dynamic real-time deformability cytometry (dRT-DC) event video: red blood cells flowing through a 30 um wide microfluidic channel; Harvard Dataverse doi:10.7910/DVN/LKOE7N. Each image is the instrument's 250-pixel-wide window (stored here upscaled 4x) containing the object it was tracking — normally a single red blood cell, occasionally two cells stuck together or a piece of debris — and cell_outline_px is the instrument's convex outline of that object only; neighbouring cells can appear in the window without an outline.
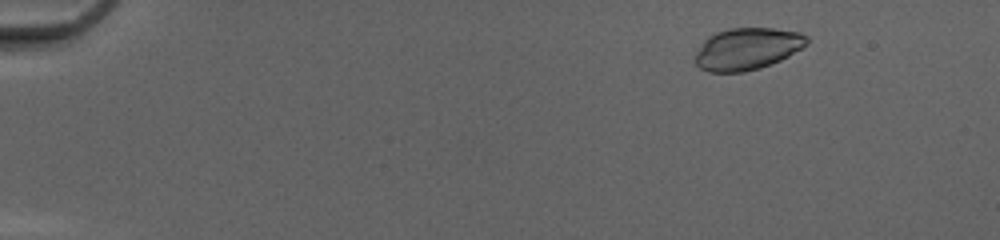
{"species": "common noctule bat (a hibernating species)", "species_latin": "Nyctalus noctula", "temperature_condition": "cold", "stored_images_in_passage": 50, "camera_frame_rate_fps": 3000, "um_per_image_px": 0.085, "animal": {"sex": "female", "body_mass_g": 20.0, "forearm_length_mm": 54.0}, "frame": {"image": 1, "passage_image": 6, "time_ms": 1.667, "image_size_px": [1000, 240], "cell_outline_px": [[808, 44], [788, 56], [780, 60], [760, 68], [744, 72], [708, 72], [700, 68], [696, 64], [692, 56], [704, 40], [708, 36], [716, 32], [732, 28], [772, 28], [800, 32], [808, 36]], "centroid_in_image_um": [63.48, 4.15], "position_along_channel_um": 21.5, "area_um2": 27.51}}
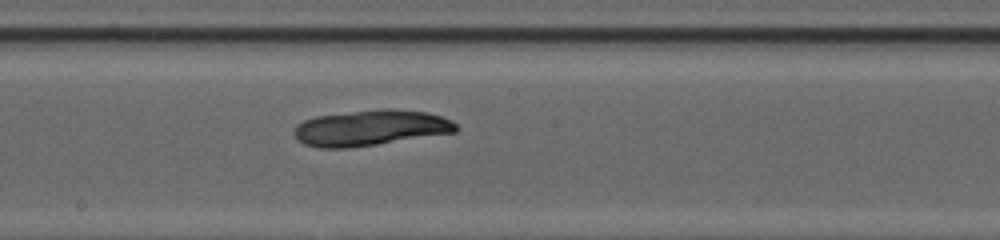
{"frame": {"image": 2, "passage_image": 29, "time_ms": 9.333, "image_size_px": [1000, 240], "cell_outline_px": [[460, 128], [456, 132], [376, 144], [348, 148], [320, 148], [304, 144], [296, 140], [292, 132], [296, 124], [304, 120], [316, 116], [384, 108], [392, 108], [428, 112], [452, 120]], "centroid_in_image_um": [31.48, 10.87], "position_along_channel_um": 216.7, "area_um2": 33.87}}
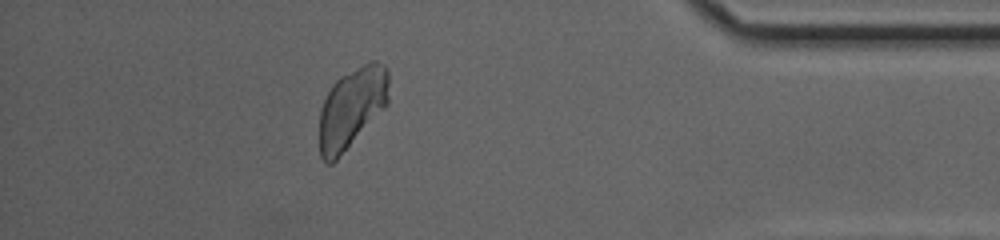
{"frame": {"image": 3, "passage_image": 45, "time_ms": 14.667, "image_size_px": [1000, 240], "cell_outline_px": [[388, 104], [336, 160], [332, 164], [324, 164], [320, 156], [320, 108], [332, 84], [340, 76], [372, 60], [376, 60], [384, 64], [388, 68]], "centroid_in_image_um": [29.9, 9.16], "position_along_channel_um": 405.3, "area_um2": 32.48}}